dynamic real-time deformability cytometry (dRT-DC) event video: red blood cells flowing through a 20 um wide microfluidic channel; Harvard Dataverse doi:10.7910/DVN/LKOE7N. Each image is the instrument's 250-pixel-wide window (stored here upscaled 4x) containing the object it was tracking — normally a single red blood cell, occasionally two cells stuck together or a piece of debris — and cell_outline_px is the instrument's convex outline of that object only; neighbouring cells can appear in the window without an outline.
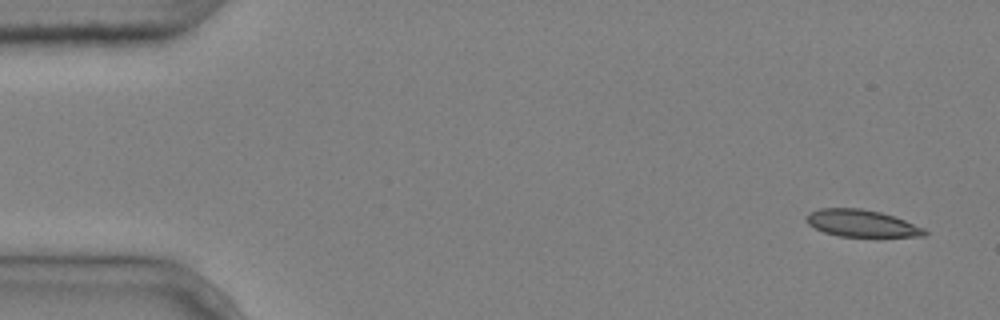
{"species": "common noctule bat (a hibernating species)", "species_latin": "Nyctalus noctula", "temperature_condition": "cold", "stored_images_in_passage": 6, "camera_frame_rate_fps": 3000, "um_per_image_px": 0.085, "animal": {"sex": "male", "body_mass_g": 20.4}, "frame": {"image": 1, "passage_image": 1, "time_ms": 0.0, "image_size_px": [1000, 320], "cell_outline_px": [[928, 232], [924, 236], [840, 236], [824, 232], [808, 224], [808, 212], [820, 208], [860, 208], [880, 212], [904, 220], [924, 228]], "centroid_in_image_um": [73.23, 18.97], "position_along_channel_um": 11.8, "area_um2": 18.26}}